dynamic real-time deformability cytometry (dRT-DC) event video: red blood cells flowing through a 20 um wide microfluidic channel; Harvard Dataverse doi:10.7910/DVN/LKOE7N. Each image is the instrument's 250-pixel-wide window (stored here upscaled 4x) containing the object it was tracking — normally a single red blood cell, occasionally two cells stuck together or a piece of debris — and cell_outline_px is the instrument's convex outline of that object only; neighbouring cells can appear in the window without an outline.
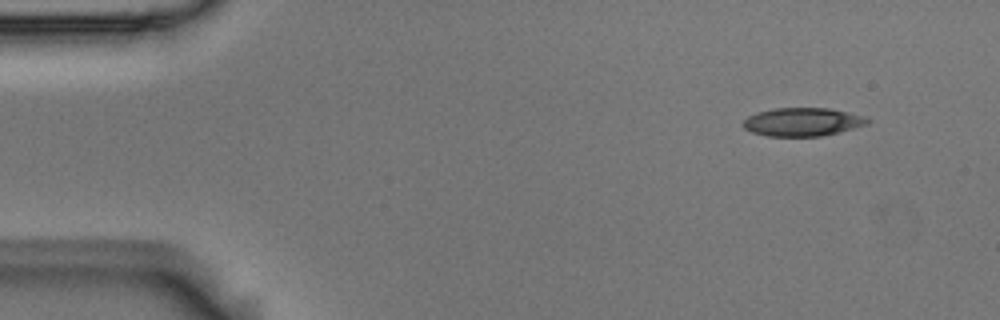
{"species": "Egyptian fruit bat (a non-hibernating species)", "species_latin": "Rousettus aegyptiacus", "temperature_condition": "room temperature", "stored_images_in_passage": 2, "camera_frame_rate_fps": 3000, "um_per_image_px": 0.085, "animal": {"sex": "male"}, "frame": {"image": 1, "passage_image": 2, "time_ms": 0.333, "image_size_px": [1000, 320], "cell_outline_px": [[872, 120], [868, 124], [840, 132], [820, 136], [768, 136], [752, 132], [744, 128], [740, 124], [748, 116], [756, 112], [776, 108], [828, 108], [848, 112], [864, 116]], "centroid_in_image_um": [68.21, 10.36], "position_along_channel_um": 16.8, "area_um2": 20.63}}